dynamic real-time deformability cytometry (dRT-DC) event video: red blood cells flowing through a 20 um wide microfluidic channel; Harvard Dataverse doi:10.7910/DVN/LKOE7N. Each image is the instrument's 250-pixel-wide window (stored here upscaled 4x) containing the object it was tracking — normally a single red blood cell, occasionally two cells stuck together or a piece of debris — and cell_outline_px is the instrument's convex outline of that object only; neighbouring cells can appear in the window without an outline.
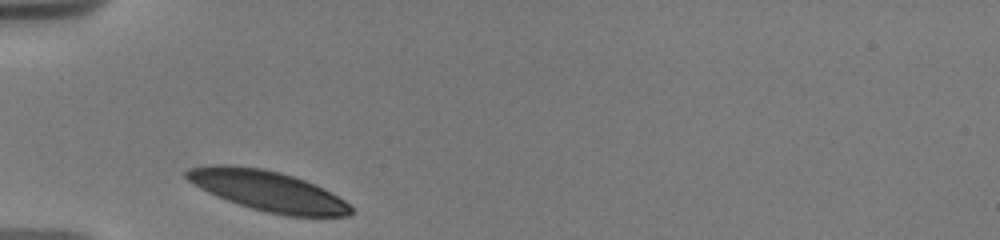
{"species": "human", "species_latin": "Homo sapiens", "temperature_condition": "warm", "stored_images_in_passage": 19, "camera_frame_rate_fps": 3000, "um_per_image_px": 0.085, "donor": {"sex": "male"}, "frame": {"image": 1, "passage_image": 1, "time_ms": 0.0, "image_size_px": [1000, 240], "cell_outline_px": [[352, 212], [348, 216], [288, 216], [268, 212], [252, 208], [228, 200], [208, 192], [200, 188], [188, 180], [184, 176], [184, 172], [188, 168], [212, 164], [220, 164], [260, 168], [280, 172], [304, 180], [344, 200], [352, 208]], "centroid_in_image_um": [22.71, 16.21], "position_along_channel_um": 62.3, "area_um2": 37.86}}
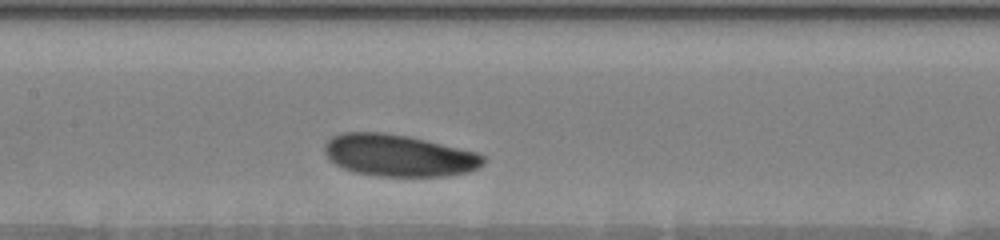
{"frame": {"image": 2, "passage_image": 8, "time_ms": 3.333, "image_size_px": [1000, 240], "cell_outline_px": [[484, 164], [480, 168], [468, 172], [448, 176], [376, 176], [356, 172], [344, 168], [336, 164], [324, 152], [324, 144], [332, 136], [344, 132], [384, 132], [408, 136], [476, 152], [484, 156]], "centroid_in_image_um": [33.9, 13.21], "position_along_channel_um": 173.5, "area_um2": 38.67}}
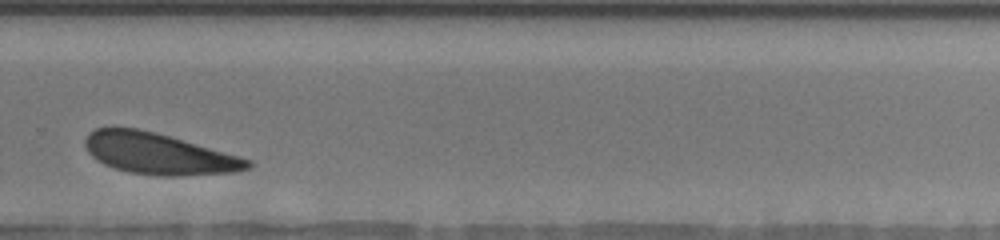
{"frame": {"image": 3, "passage_image": 17, "time_ms": 7.333, "image_size_px": [1000, 240], "cell_outline_px": [[252, 168], [236, 172], [176, 176], [156, 176], [128, 172], [104, 164], [96, 160], [88, 152], [84, 144], [84, 140], [88, 132], [96, 128], [136, 128], [156, 132], [240, 156], [252, 160]], "centroid_in_image_um": [13.5, 13.07], "position_along_channel_um": 316.3, "area_um2": 39.19}}